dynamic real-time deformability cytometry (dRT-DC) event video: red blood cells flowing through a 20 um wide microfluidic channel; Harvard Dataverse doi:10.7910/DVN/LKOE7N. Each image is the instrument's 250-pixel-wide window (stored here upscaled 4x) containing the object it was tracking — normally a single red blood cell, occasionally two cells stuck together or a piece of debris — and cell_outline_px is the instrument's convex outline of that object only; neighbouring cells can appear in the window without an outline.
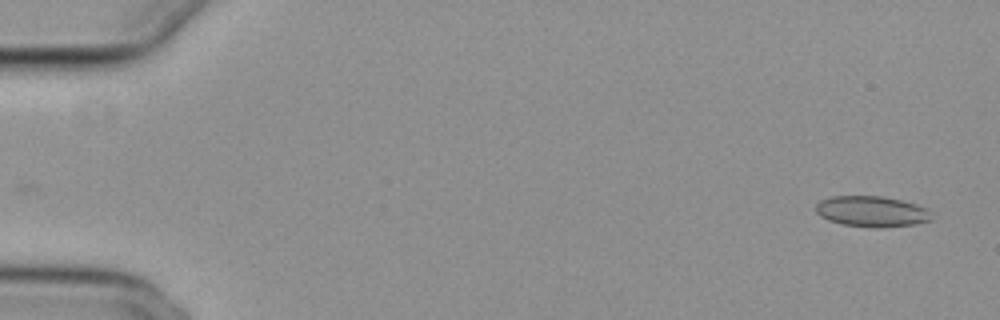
{"species": "common noctule bat (a hibernating species)", "species_latin": "Nyctalus noctula", "temperature_condition": "cold", "stored_images_in_passage": 9, "camera_frame_rate_fps": 3000, "um_per_image_px": 0.085, "animal": {"sex": "female", "body_mass_g": 29.2, "forearm_length_mm": 56.3}, "frame": {"image": 1, "passage_image": 2, "time_ms": 0.333, "image_size_px": [1000, 320], "cell_outline_px": [[932, 220], [916, 224], [880, 228], [872, 228], [840, 224], [828, 220], [820, 216], [816, 212], [816, 204], [820, 200], [832, 196], [884, 196], [916, 204], [928, 208]], "centroid_in_image_um": [74.09, 17.98], "position_along_channel_um": 10.9, "area_um2": 20.98}}